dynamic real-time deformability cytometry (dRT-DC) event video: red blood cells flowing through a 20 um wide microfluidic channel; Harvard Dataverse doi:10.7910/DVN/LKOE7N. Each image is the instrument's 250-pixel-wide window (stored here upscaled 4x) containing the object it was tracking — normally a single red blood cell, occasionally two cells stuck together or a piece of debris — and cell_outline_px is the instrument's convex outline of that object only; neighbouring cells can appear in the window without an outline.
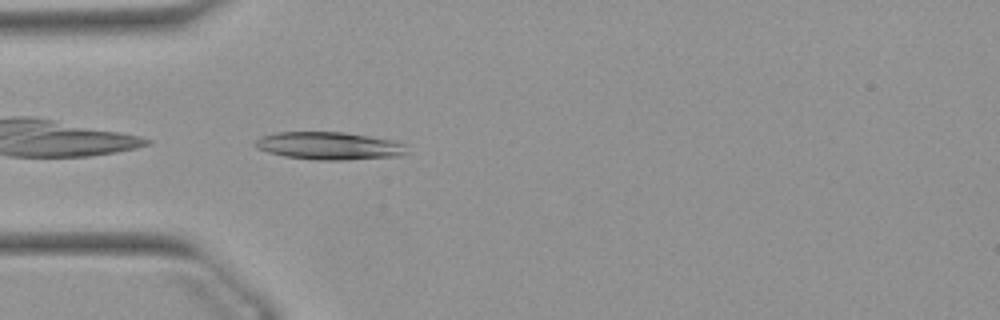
{"species": "Egyptian fruit bat (a non-hibernating species)", "species_latin": "Rousettus aegyptiacus", "temperature_condition": "warm", "stored_images_in_passage": 38, "camera_frame_rate_fps": 3000, "um_per_image_px": 0.085, "animal": {"sex": "female"}, "frame": {"image": 1, "passage_image": 1, "time_ms": 0.0, "image_size_px": [1000, 320], "cell_outline_px": [[408, 152], [400, 156], [348, 160], [316, 160], [284, 156], [268, 152], [256, 148], [252, 144], [260, 136], [276, 132], [344, 132], [368, 136], [388, 140], [404, 144]], "centroid_in_image_um": [27.92, 12.4], "position_along_channel_um": 57.1, "area_um2": 24.51}}
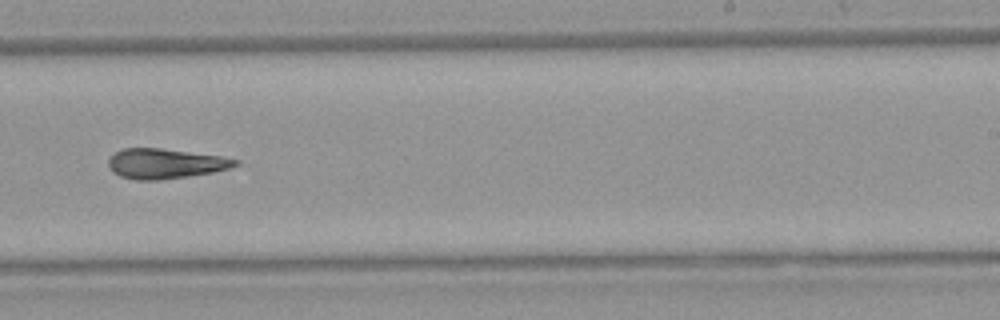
{"frame": {"image": 2, "passage_image": 18, "time_ms": 5.667, "image_size_px": [1000, 320], "cell_outline_px": [[240, 164], [228, 168], [212, 172], [188, 176], [156, 180], [136, 180], [120, 176], [112, 172], [108, 164], [108, 160], [116, 152], [124, 148], [160, 148], [220, 156], [240, 160]], "centroid_in_image_um": [14.04, 13.91], "position_along_channel_um": 275.0, "area_um2": 21.96}}
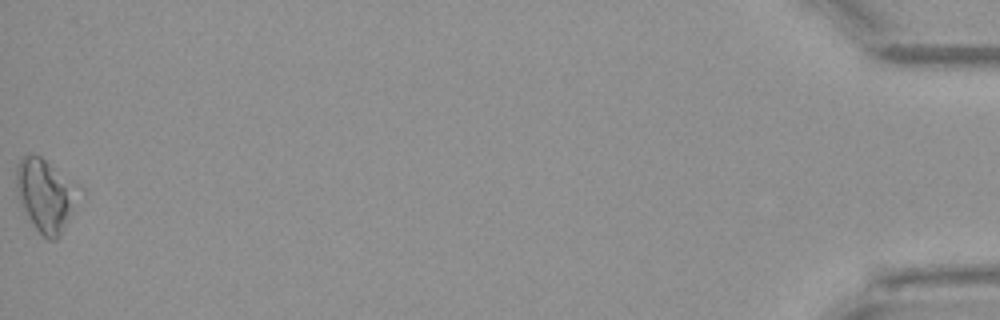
{"frame": {"image": 3, "passage_image": 38, "time_ms": 12.333, "image_size_px": [1000, 320], "cell_outline_px": [[68, 216], [60, 236], [56, 240], [48, 240], [36, 228], [24, 212], [20, 204], [16, 184], [16, 168], [20, 160], [24, 156], [32, 152], [40, 156], [48, 164], [64, 188], [68, 200]], "centroid_in_image_um": [3.55, 16.65], "position_along_channel_um": 431.6, "area_um2": 22.48}}